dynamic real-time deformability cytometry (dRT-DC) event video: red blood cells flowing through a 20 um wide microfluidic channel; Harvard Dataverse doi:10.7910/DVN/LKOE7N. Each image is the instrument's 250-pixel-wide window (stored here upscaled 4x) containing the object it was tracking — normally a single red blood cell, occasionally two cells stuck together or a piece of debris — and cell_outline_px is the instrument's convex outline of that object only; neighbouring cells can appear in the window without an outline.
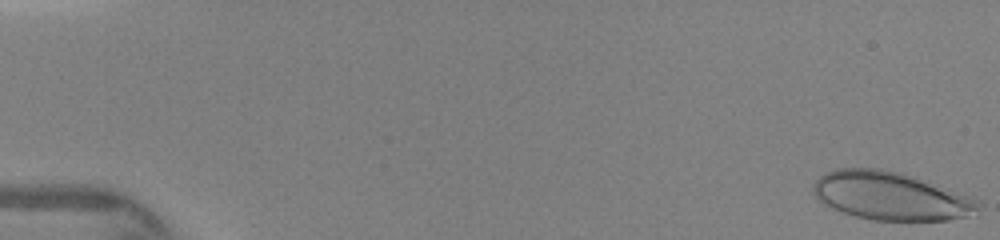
{"species": "human", "species_latin": "Homo sapiens", "temperature_condition": "warm", "stored_images_in_passage": 21, "camera_frame_rate_fps": 3000, "um_per_image_px": 0.085, "donor": {"sex": "female"}, "frame": {"image": 1, "passage_image": 1, "time_ms": 0.0, "image_size_px": [1000, 240], "cell_outline_px": [[984, 204], [980, 216], [948, 220], [872, 220], [856, 216], [832, 208], [824, 204], [812, 192], [812, 184], [824, 172], [836, 168], [880, 168], [900, 172], [912, 176], [980, 200]], "centroid_in_image_um": [75.78, 16.67], "position_along_channel_um": 9.2, "area_um2": 46.88}}
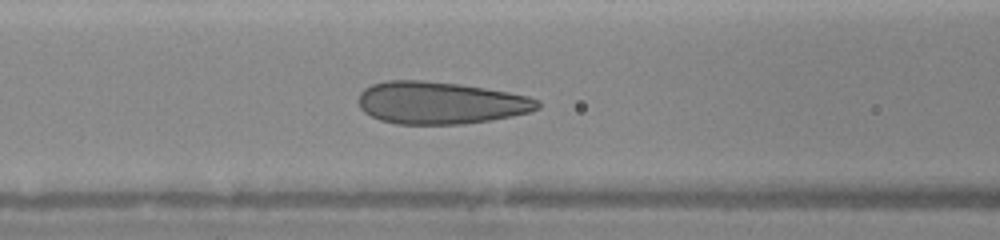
{"frame": {"image": 2, "passage_image": 18, "time_ms": 6.333, "image_size_px": [1000, 240], "cell_outline_px": [[540, 108], [528, 112], [512, 116], [464, 124], [396, 124], [380, 120], [364, 112], [360, 108], [360, 92], [364, 88], [372, 84], [388, 80], [420, 80], [460, 84], [508, 92], [528, 96], [540, 100]], "centroid_in_image_um": [37.43, 8.74], "position_along_channel_um": 129.2, "area_um2": 44.1}}
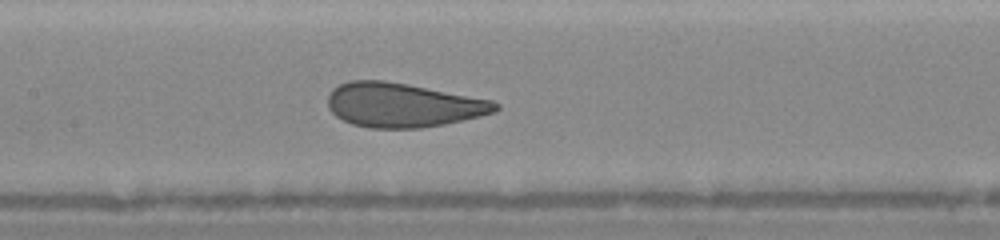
{"frame": {"image": 3, "passage_image": 21, "time_ms": 7.333, "image_size_px": [1000, 240], "cell_outline_px": [[500, 108], [496, 112], [480, 116], [444, 124], [420, 128], [368, 128], [352, 124], [336, 116], [328, 108], [328, 96], [332, 88], [348, 80], [384, 80], [408, 84], [492, 100], [500, 104]], "centroid_in_image_um": [34.23, 8.92], "position_along_channel_um": 173.2, "area_um2": 43.29}}